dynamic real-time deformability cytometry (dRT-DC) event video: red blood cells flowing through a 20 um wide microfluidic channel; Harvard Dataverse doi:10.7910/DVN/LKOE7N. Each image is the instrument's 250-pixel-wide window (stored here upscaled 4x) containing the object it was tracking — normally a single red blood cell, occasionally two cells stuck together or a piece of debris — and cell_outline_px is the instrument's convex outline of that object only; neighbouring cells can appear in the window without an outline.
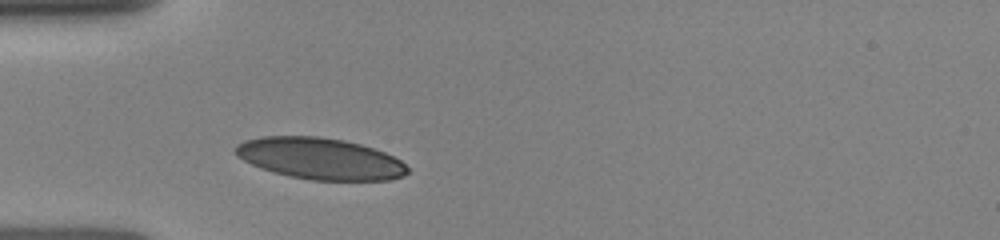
{"species": "human", "species_latin": "Homo sapiens", "temperature_condition": "room temperature", "stored_images_in_passage": 4, "camera_frame_rate_fps": 3000, "um_per_image_px": 0.085, "donor": {"sex": "female"}, "frame": {"image": 1, "passage_image": 1, "time_ms": 0.0, "image_size_px": [1000, 240], "cell_outline_px": [[408, 172], [404, 176], [388, 180], [312, 180], [288, 176], [272, 172], [260, 168], [236, 156], [232, 152], [232, 148], [236, 144], [244, 140], [260, 136], [316, 136], [344, 140], [360, 144], [384, 152], [400, 160], [408, 168]], "centroid_in_image_um": [27.14, 13.47], "position_along_channel_um": 57.9, "area_um2": 41.79}}
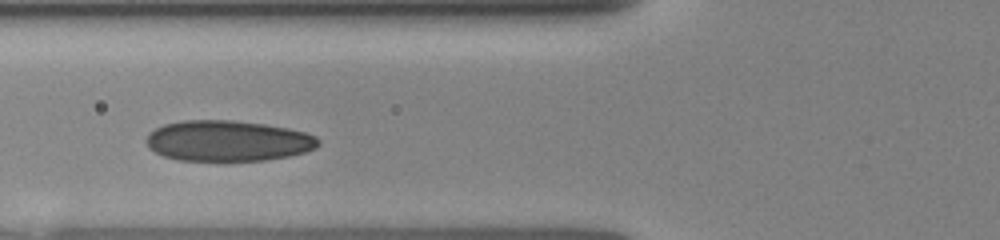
{"frame": {"image": 2, "passage_image": 3, "time_ms": 1.333, "image_size_px": [1000, 240], "cell_outline_px": [[320, 144], [316, 148], [304, 152], [288, 156], [264, 160], [180, 160], [164, 156], [148, 148], [144, 140], [148, 132], [164, 124], [184, 120], [232, 120], [264, 124], [288, 128], [304, 132], [316, 136], [320, 140]], "centroid_in_image_um": [19.34, 11.96], "position_along_channel_um": 106.5, "area_um2": 40.86}}